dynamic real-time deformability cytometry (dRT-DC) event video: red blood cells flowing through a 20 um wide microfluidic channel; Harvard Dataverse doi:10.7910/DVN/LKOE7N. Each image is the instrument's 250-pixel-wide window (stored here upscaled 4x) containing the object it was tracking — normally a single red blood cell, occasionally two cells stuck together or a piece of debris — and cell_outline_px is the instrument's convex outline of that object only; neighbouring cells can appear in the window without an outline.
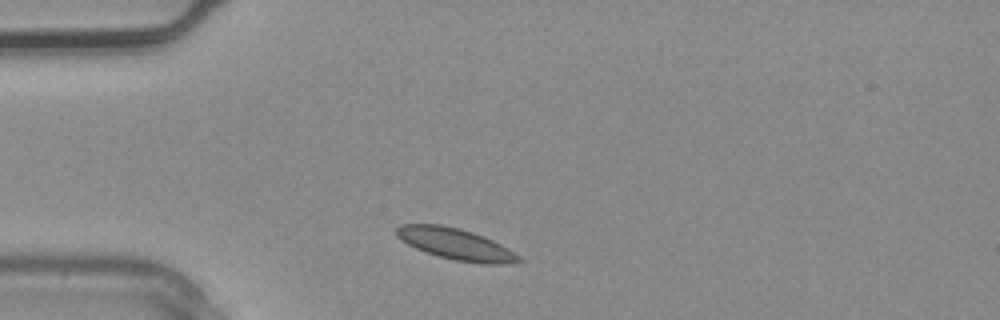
{"species": "common noctule bat (a hibernating species)", "species_latin": "Nyctalus noctula", "temperature_condition": "warm", "stored_images_in_passage": 1, "camera_frame_rate_fps": 3000, "um_per_image_px": 0.085, "animal": {"sex": "male", "body_mass_g": 20.4}, "frame": {"image": 1, "passage_image": 1, "time_ms": 0.0, "image_size_px": [1000, 320], "cell_outline_px": [[524, 260], [512, 264], [484, 264], [456, 260], [440, 256], [416, 248], [408, 244], [396, 236], [396, 228], [400, 224], [440, 224], [460, 228], [484, 236], [500, 244], [520, 256]], "centroid_in_image_um": [38.76, 20.74], "position_along_channel_um": 46.2, "area_um2": 22.2}}